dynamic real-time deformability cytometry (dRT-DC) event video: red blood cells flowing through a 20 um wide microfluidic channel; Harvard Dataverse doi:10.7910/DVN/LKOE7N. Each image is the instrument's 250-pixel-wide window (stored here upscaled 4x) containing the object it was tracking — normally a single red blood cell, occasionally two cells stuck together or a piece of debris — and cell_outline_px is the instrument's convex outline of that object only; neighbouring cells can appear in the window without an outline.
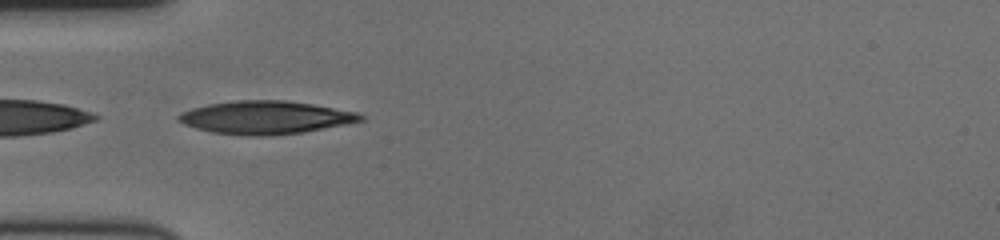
{"species": "human", "species_latin": "Homo sapiens", "temperature_condition": "cold", "stored_images_in_passage": 40, "camera_frame_rate_fps": 3000, "um_per_image_px": 0.085, "donor": {"sex": "female"}, "frame": {"image": 1, "passage_image": 1, "time_ms": 0.0, "image_size_px": [1000, 240], "cell_outline_px": [[364, 120], [304, 132], [272, 136], [240, 136], [212, 132], [196, 128], [184, 124], [176, 120], [176, 116], [180, 112], [192, 108], [208, 104], [236, 100], [288, 100], [312, 104], [356, 112], [364, 116]], "centroid_in_image_um": [22.51, 9.99], "position_along_channel_um": 62.5, "area_um2": 35.26}}
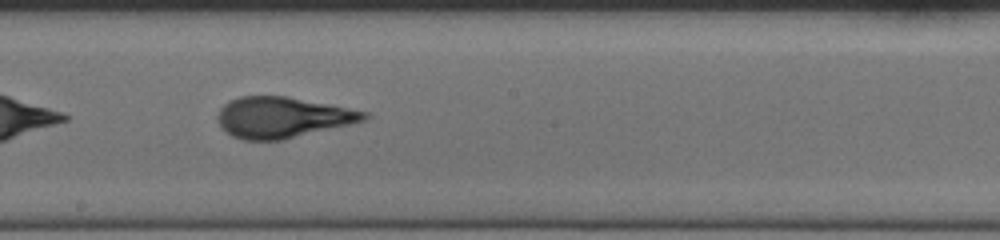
{"frame": {"image": 2, "passage_image": 15, "time_ms": 4.667, "image_size_px": [1000, 240], "cell_outline_px": [[368, 116], [364, 120], [284, 140], [244, 140], [232, 136], [220, 124], [216, 116], [220, 108], [228, 100], [240, 96], [284, 96], [368, 112]], "centroid_in_image_um": [23.94, 9.98], "position_along_channel_um": 224.3, "area_um2": 34.33}}
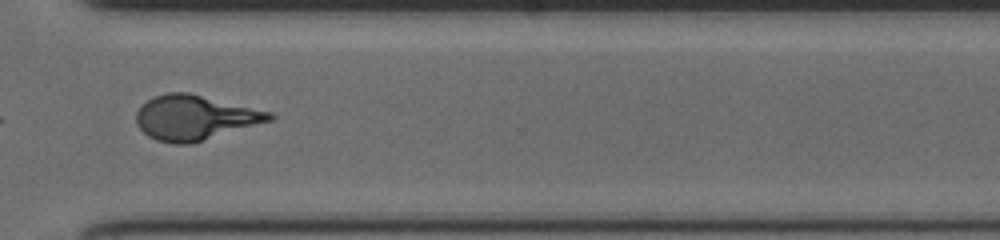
{"frame": {"image": 3, "passage_image": 26, "time_ms": 8.333, "image_size_px": [1000, 240], "cell_outline_px": [[276, 116], [272, 120], [192, 144], [172, 144], [156, 140], [148, 136], [136, 124], [136, 112], [152, 96], [168, 92], [188, 92], [272, 112]], "centroid_in_image_um": [16.56, 10.0], "position_along_channel_um": 354.0, "area_um2": 34.8}, "authors_computed_cell_mechanics": {"area_um2": 34.1309, "velocity_mm_per_s": 3.525, "shape_relaxation_time_tau1_ms": 4.0069, "shape_relaxation_time_tau2_ms": 0.9221, "deformation_change_tau1": 0.1875, "deformation_change_tau2": 0.0767}}